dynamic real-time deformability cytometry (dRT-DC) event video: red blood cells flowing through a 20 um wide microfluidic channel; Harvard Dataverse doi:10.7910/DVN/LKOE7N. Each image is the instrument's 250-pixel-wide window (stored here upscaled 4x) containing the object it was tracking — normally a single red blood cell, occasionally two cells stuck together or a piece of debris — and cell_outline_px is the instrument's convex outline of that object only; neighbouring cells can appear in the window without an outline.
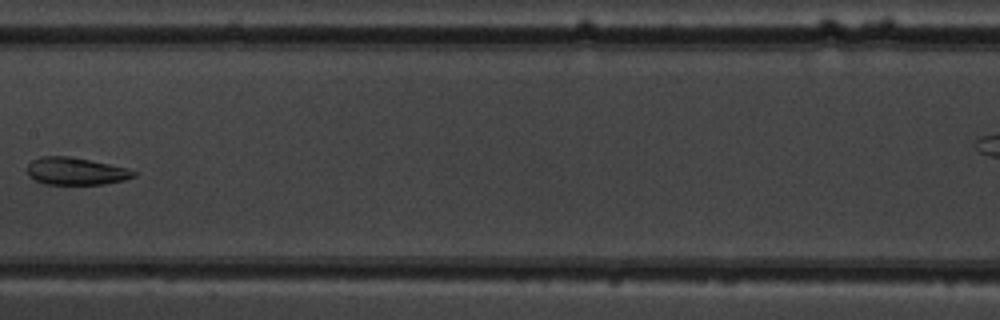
{"species": "common noctule bat (a hibernating species)", "species_latin": "Nyctalus noctula", "temperature_condition": "warm", "stored_images_in_passage": 8, "segment_of_instrument_passage": [1, 2], "camera_frame_rate_fps": 3000, "um_per_image_px": 0.085, "animal": {"sex": "male", "body_mass_g": 19.5, "forearm_length_mm": 54.6}, "frame": {"image": 1, "passage_image": 7, "time_ms": 7.0, "image_size_px": [1000, 320], "cell_outline_px": [[136, 176], [124, 180], [104, 184], [44, 184], [28, 176], [28, 164], [32, 160], [40, 156], [68, 156], [128, 168], [136, 172]], "centroid_in_image_um": [6.43, 14.55], "position_along_channel_um": 201.0, "area_um2": 16.88}}